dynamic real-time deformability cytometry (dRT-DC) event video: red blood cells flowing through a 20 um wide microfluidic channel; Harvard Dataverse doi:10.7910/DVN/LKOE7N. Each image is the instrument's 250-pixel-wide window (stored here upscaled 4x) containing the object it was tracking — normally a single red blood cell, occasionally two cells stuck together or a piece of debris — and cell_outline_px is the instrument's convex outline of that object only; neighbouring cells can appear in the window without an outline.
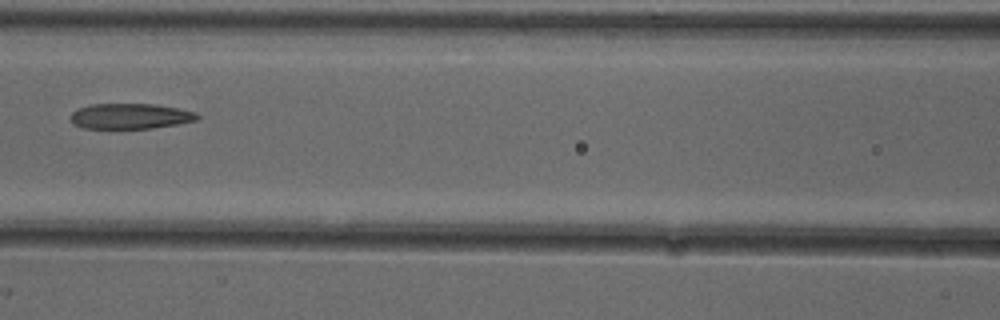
{"species": "common noctule bat (a hibernating species)", "species_latin": "Nyctalus noctula", "temperature_condition": "cold", "stored_images_in_passage": 8, "camera_frame_rate_fps": 3000, "um_per_image_px": 0.085, "animal": {"sex": "female"}, "frame": {"image": 1, "passage_image": 7, "time_ms": 2.0, "image_size_px": [1000, 320], "cell_outline_px": [[200, 116], [196, 120], [180, 124], [152, 128], [112, 132], [84, 128], [72, 124], [72, 112], [76, 108], [92, 104], [152, 104], [176, 108], [196, 112]], "centroid_in_image_um": [11.01, 9.93], "position_along_channel_um": 155.6, "area_um2": 19.71}}
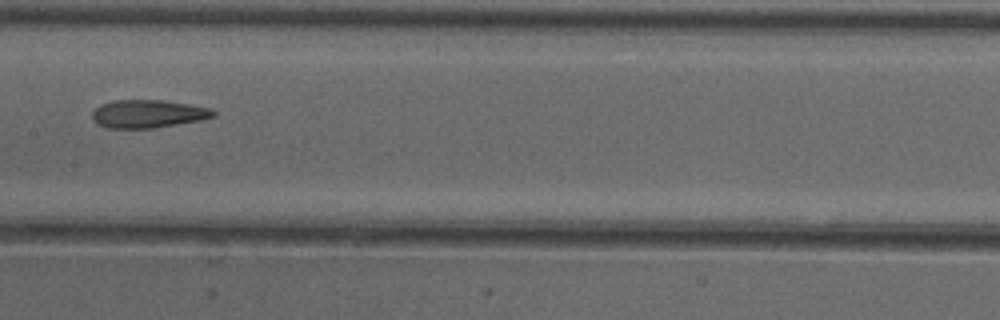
{"frame": {"image": 2, "passage_image": 8, "time_ms": 2.333, "image_size_px": [1000, 320], "cell_outline_px": [[216, 116], [200, 120], [152, 128], [108, 128], [96, 124], [92, 120], [92, 112], [100, 104], [112, 100], [164, 100], [188, 104], [208, 108], [216, 112]], "centroid_in_image_um": [12.53, 9.67], "position_along_channel_um": 194.9, "area_um2": 19.77}}